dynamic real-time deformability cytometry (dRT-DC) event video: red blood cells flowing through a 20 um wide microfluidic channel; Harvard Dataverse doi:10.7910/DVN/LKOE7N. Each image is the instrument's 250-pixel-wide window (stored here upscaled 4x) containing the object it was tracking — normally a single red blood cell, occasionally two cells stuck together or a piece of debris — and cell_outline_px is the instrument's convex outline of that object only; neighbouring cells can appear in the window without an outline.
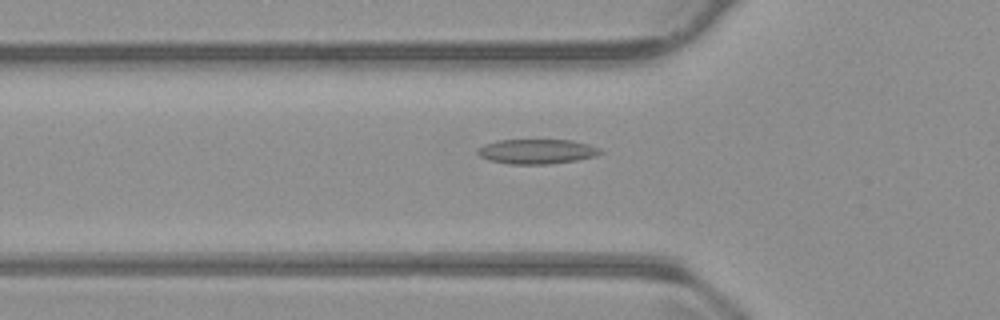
{"species": "common noctule bat (a hibernating species)", "species_latin": "Nyctalus noctula", "temperature_condition": "warm", "stored_images_in_passage": 33, "camera_frame_rate_fps": 3000, "um_per_image_px": 0.085, "animal": {"sex": "male", "body_mass_g": 23.1, "forearm_length_mm": 52.7}, "frame": {"image": 1, "passage_image": 4, "time_ms": 1.0, "image_size_px": [1000, 320], "cell_outline_px": [[604, 152], [596, 156], [576, 160], [548, 164], [508, 164], [488, 160], [480, 156], [476, 152], [484, 144], [496, 140], [572, 140], [588, 144], [600, 148]], "centroid_in_image_um": [45.64, 12.87], "position_along_channel_um": 80.2, "area_um2": 17.74}}
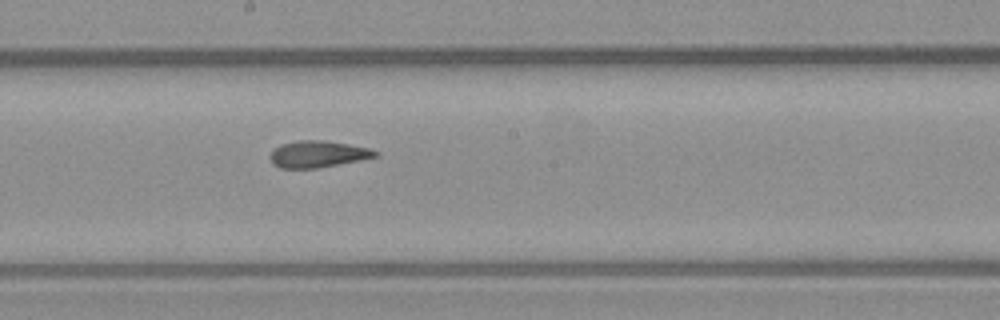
{"frame": {"image": 2, "passage_image": 15, "time_ms": 4.667, "image_size_px": [1000, 320], "cell_outline_px": [[380, 156], [360, 160], [316, 168], [280, 168], [272, 164], [268, 156], [280, 144], [300, 140], [324, 140], [348, 144], [368, 148], [380, 152]], "centroid_in_image_um": [27.02, 13.1], "position_along_channel_um": 221.2, "area_um2": 16.36}}
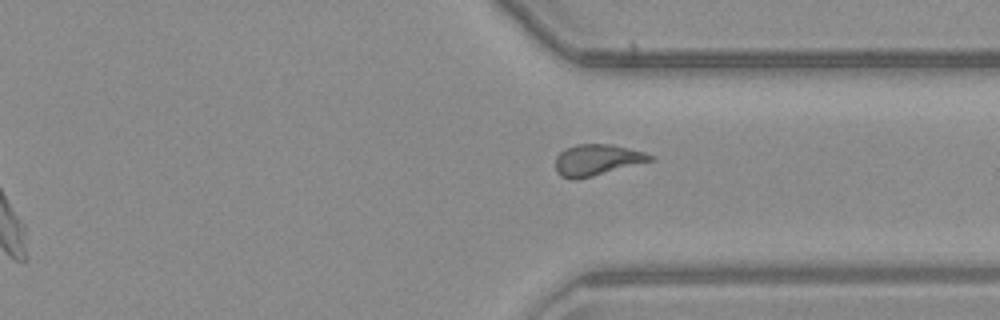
{"frame": {"image": 3, "passage_image": 26, "time_ms": 8.333, "image_size_px": [1000, 320], "cell_outline_px": [[656, 160], [576, 180], [572, 180], [560, 176], [556, 172], [556, 156], [564, 148], [576, 144], [612, 144], [644, 152], [656, 156]], "centroid_in_image_um": [50.76, 13.59], "position_along_channel_um": 360.6, "area_um2": 17.46}}